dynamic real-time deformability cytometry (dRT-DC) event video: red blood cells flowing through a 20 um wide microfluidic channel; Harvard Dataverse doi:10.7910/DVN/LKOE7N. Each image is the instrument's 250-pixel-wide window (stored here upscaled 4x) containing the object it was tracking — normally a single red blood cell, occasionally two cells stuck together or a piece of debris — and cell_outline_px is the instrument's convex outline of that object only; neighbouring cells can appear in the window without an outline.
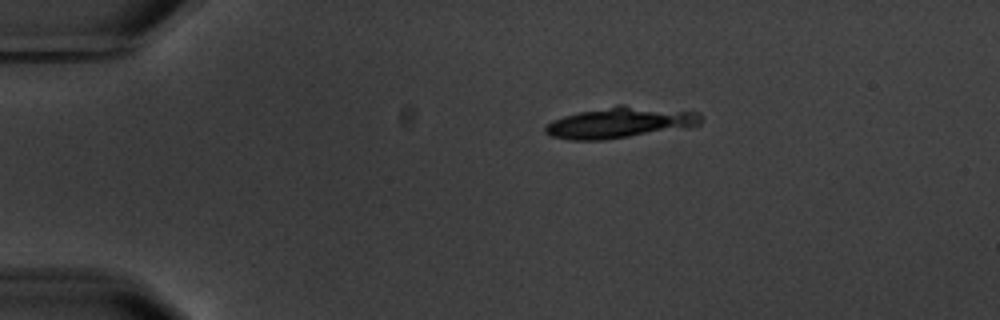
{"species": "common noctule bat (a hibernating species)", "species_latin": "Nyctalus noctula", "temperature_condition": "warm", "stored_images_in_passage": 3, "camera_frame_rate_fps": 3000, "um_per_image_px": 0.085, "animal": {"sex": "male", "body_mass_g": 20.1, "forearm_length_mm": 53.5}, "frame": {"image": 1, "passage_image": 1, "time_ms": 0.0, "image_size_px": [1000, 320], "cell_outline_px": [[704, 120], [700, 124], [604, 140], [572, 140], [552, 136], [544, 132], [544, 128], [552, 120], [564, 116], [580, 112], [616, 104], [624, 104], [700, 112], [704, 116]], "centroid_in_image_um": [52.7, 10.39], "position_along_channel_um": 32.3, "area_um2": 27.86}}